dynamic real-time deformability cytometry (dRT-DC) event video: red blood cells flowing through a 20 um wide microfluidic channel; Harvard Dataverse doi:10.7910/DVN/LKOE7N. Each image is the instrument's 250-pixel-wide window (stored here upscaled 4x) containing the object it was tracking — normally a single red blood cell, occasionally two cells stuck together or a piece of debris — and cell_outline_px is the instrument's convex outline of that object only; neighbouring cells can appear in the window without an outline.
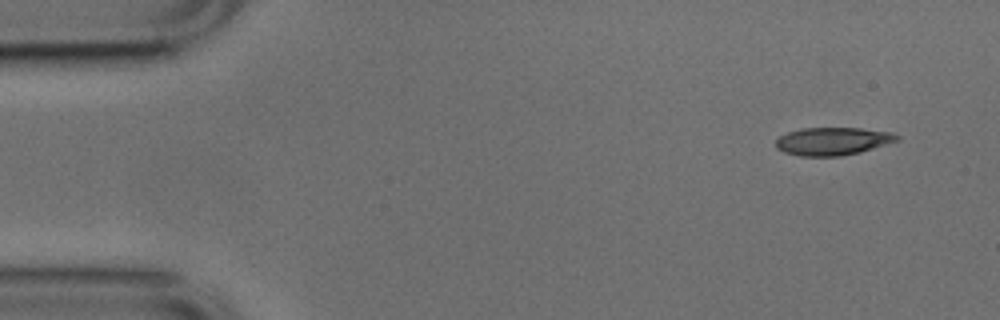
{"species": "common noctule bat (a hibernating species)", "species_latin": "Nyctalus noctula", "temperature_condition": "cold", "stored_images_in_passage": 2, "camera_frame_rate_fps": 3000, "um_per_image_px": 0.085, "animal": {"sex": "male", "body_mass_g": 17.9, "forearm_length_mm": 54.2}, "frame": {"image": 1, "passage_image": 2, "time_ms": 0.333, "image_size_px": [1000, 320], "cell_outline_px": [[900, 140], [860, 152], [840, 156], [800, 156], [784, 152], [776, 148], [776, 140], [780, 136], [788, 132], [800, 128], [860, 128], [892, 132], [900, 136]], "centroid_in_image_um": [70.79, 12.0], "position_along_channel_um": 14.2, "area_um2": 19.71}}